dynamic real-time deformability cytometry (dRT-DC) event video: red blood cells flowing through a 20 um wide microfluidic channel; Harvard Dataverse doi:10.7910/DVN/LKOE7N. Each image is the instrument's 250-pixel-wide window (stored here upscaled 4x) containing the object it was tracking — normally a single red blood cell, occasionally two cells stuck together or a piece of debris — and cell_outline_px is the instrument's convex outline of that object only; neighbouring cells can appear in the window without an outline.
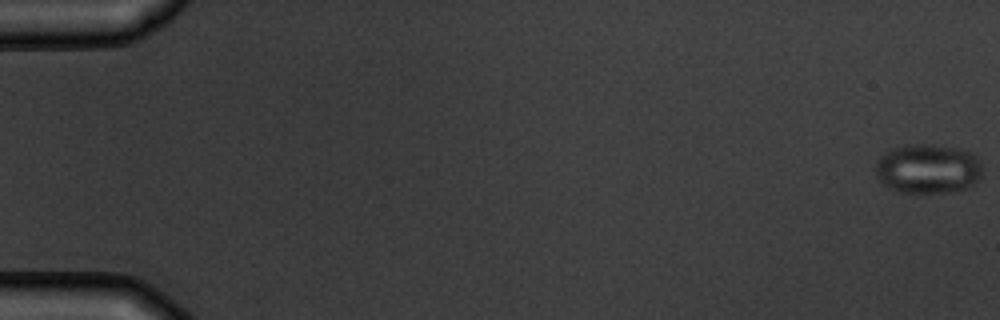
{"species": "common noctule bat (a hibernating species)", "species_latin": "Nyctalus noctula", "temperature_condition": "warm", "stored_images_in_passage": 8, "camera_frame_rate_fps": 3000, "um_per_image_px": 0.085, "animal": {"sex": "male", "body_mass_g": 19.5, "forearm_length_mm": 54.6}, "frame": {"image": 1, "passage_image": 1, "time_ms": 0.0, "image_size_px": [1000, 320], "cell_outline_px": [[980, 180], [968, 188], [952, 192], [900, 192], [888, 188], [876, 176], [876, 160], [888, 148], [912, 144], [932, 144], [960, 148], [972, 152], [976, 156], [980, 164]], "centroid_in_image_um": [78.86, 14.33], "position_along_channel_um": 6.1, "area_um2": 31.21}}